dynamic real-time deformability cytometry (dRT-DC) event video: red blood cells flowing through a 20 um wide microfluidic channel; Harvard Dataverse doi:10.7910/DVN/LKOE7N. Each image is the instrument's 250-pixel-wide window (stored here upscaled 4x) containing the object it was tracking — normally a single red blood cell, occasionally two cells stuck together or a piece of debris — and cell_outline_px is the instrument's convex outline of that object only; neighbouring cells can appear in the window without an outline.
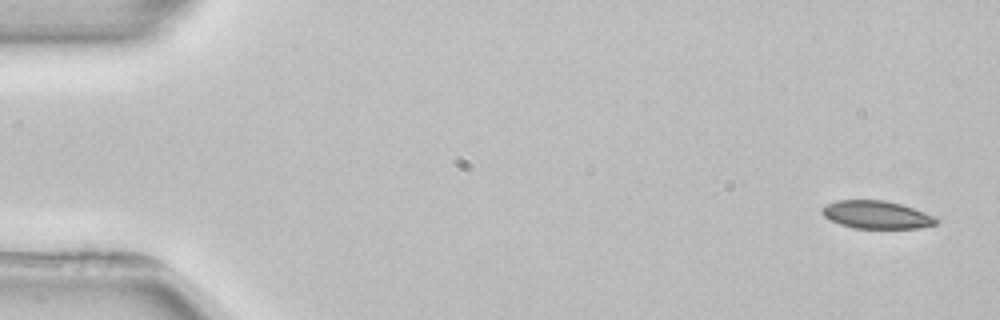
{"species": "common noctule bat (a hibernating species)", "species_latin": "Nyctalus noctula", "temperature_condition": "room temperature", "stored_images_in_passage": 4, "camera_frame_rate_fps": 3000, "um_per_image_px": 0.085, "animal": {"sex": "female", "body_mass_g": 22.7, "forearm_length_mm": 54.2}, "frame": {"image": 1, "passage_image": 1, "time_ms": 0.0, "image_size_px": [1000, 320], "cell_outline_px": [[940, 220], [936, 224], [920, 228], [852, 228], [840, 224], [824, 216], [820, 212], [820, 208], [836, 200], [884, 200], [900, 204], [936, 216]], "centroid_in_image_um": [74.51, 18.25], "position_along_channel_um": 10.5, "area_um2": 18.55}}
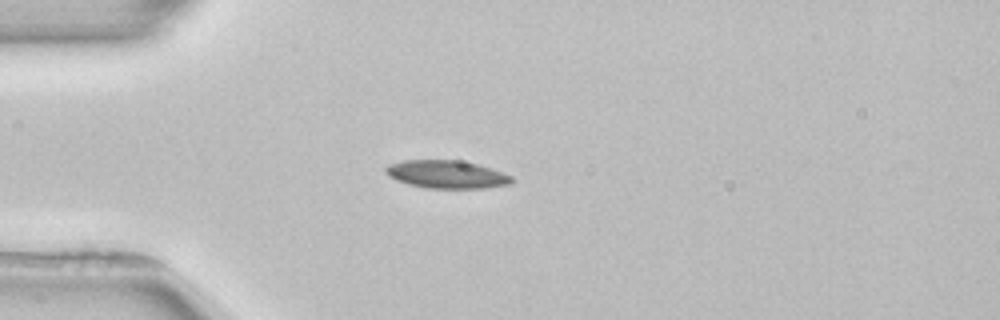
{"frame": {"image": 2, "passage_image": 4, "time_ms": 4.0, "image_size_px": [1000, 320], "cell_outline_px": [[516, 180], [512, 184], [484, 188], [428, 188], [408, 184], [396, 180], [388, 176], [384, 172], [384, 168], [388, 164], [404, 160], [456, 160], [476, 164], [512, 176]], "centroid_in_image_um": [37.94, 14.83], "position_along_channel_um": 47.1, "area_um2": 20.52}}